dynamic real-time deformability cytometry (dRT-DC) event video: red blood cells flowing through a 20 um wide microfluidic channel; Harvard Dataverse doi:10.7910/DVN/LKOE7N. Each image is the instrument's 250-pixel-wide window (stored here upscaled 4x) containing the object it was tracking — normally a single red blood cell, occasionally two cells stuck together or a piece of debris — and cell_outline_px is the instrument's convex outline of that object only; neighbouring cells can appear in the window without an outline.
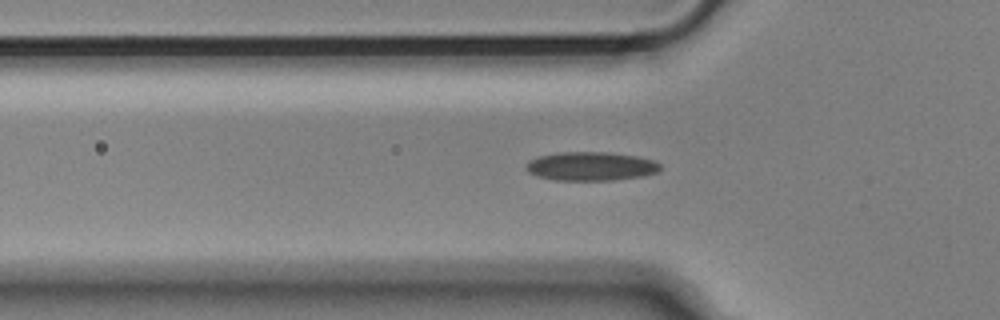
{"species": "Egyptian fruit bat (a non-hibernating species)", "species_latin": "Rousettus aegyptiacus", "temperature_condition": "cold", "stored_images_in_passage": 47, "camera_frame_rate_fps": 3000, "um_per_image_px": 0.085, "animal": {"sex": "male"}, "frame": {"image": 1, "passage_image": 17, "time_ms": 5.333, "image_size_px": [1000, 320], "cell_outline_px": [[660, 168], [656, 172], [644, 176], [612, 180], [556, 180], [536, 176], [528, 172], [528, 160], [540, 156], [560, 152], [604, 152], [636, 156], [652, 160], [660, 164]], "centroid_in_image_um": [50.22, 14.13], "position_along_channel_um": 75.6, "area_um2": 22.25}}
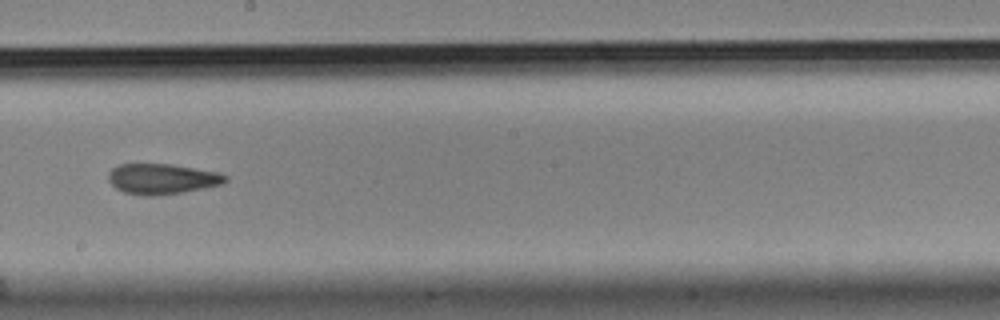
{"frame": {"image": 2, "passage_image": 30, "time_ms": 9.667, "image_size_px": [1000, 320], "cell_outline_px": [[228, 180], [224, 184], [184, 192], [160, 196], [144, 196], [124, 192], [116, 188], [108, 180], [108, 172], [112, 168], [120, 164], [172, 164], [216, 172], [228, 176]], "centroid_in_image_um": [13.78, 15.22], "position_along_channel_um": 234.4, "area_um2": 20.92}}
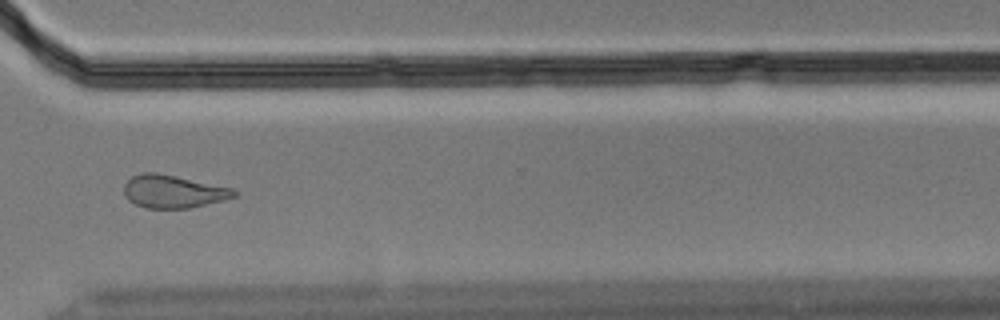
{"frame": {"image": 3, "passage_image": 40, "time_ms": 13.0, "image_size_px": [1000, 320], "cell_outline_px": [[236, 196], [224, 200], [188, 208], [144, 208], [128, 200], [124, 196], [124, 184], [132, 176], [140, 172], [156, 172], [176, 176], [232, 188], [236, 192]], "centroid_in_image_um": [14.67, 16.27], "position_along_channel_um": 355.9, "area_um2": 21.04}}